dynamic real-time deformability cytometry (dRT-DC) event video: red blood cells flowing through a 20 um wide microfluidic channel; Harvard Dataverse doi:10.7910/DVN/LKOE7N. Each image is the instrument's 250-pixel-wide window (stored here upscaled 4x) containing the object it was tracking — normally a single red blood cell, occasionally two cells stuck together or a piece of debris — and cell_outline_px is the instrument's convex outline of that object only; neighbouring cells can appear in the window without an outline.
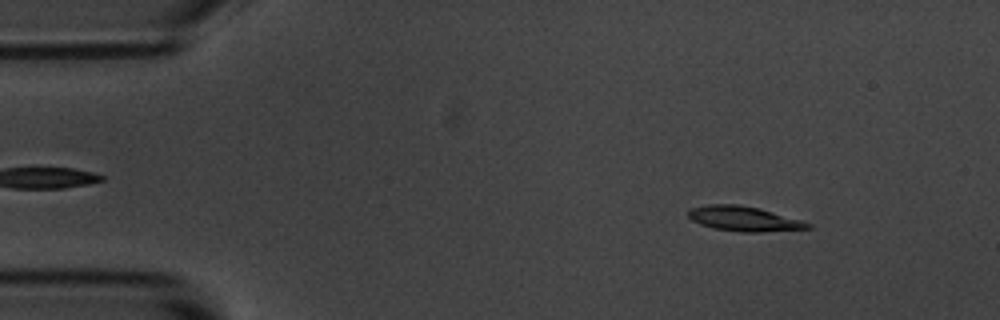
{"species": "common noctule bat (a hibernating species)", "species_latin": "Nyctalus noctula", "temperature_condition": "room temperature", "stored_images_in_passage": 6, "camera_frame_rate_fps": 3000, "um_per_image_px": 0.085, "animal": {"sex": "male", "body_mass_g": 20.1, "forearm_length_mm": 53.5}, "frame": {"image": 1, "passage_image": 1, "time_ms": 0.0, "image_size_px": [1000, 320], "cell_outline_px": [[812, 228], [760, 232], [740, 232], [712, 228], [700, 224], [692, 220], [688, 216], [688, 208], [708, 204], [736, 204], [760, 208], [800, 220], [812, 224]], "centroid_in_image_um": [63.19, 18.59], "position_along_channel_um": 21.8, "area_um2": 17.34}}
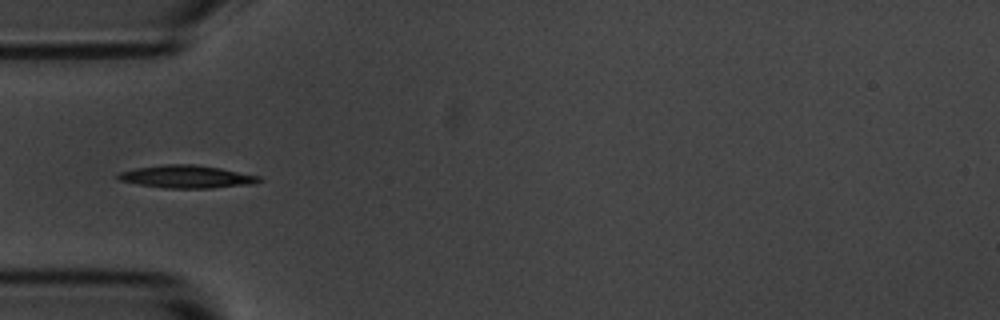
{"frame": {"image": 2, "passage_image": 4, "time_ms": 3.333, "image_size_px": [1000, 320], "cell_outline_px": [[264, 180], [252, 184], [208, 188], [164, 188], [140, 184], [120, 180], [116, 176], [120, 172], [136, 168], [164, 164], [196, 164], [220, 168], [260, 176]], "centroid_in_image_um": [15.9, 15.01], "position_along_channel_um": 69.1, "area_um2": 18.55}}
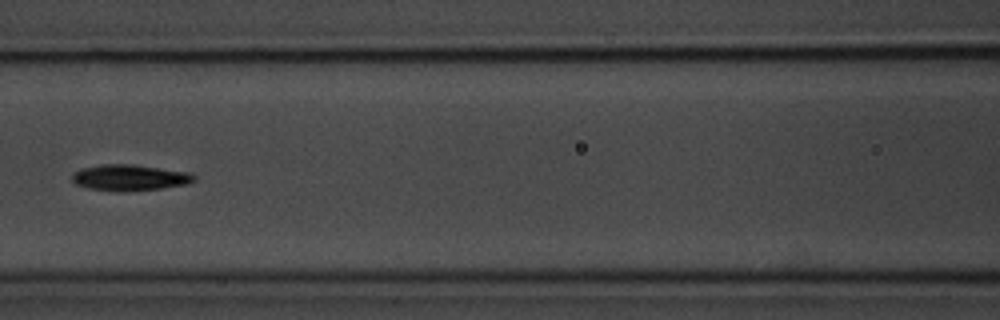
{"frame": {"image": 3, "passage_image": 6, "time_ms": 5.667, "image_size_px": [1000, 320], "cell_outline_px": [[196, 180], [184, 184], [160, 188], [116, 192], [88, 188], [76, 184], [72, 180], [72, 172], [80, 168], [104, 164], [132, 164], [188, 172], [196, 176]], "centroid_in_image_um": [10.97, 15.09], "position_along_channel_um": 155.6, "area_um2": 18.44}}